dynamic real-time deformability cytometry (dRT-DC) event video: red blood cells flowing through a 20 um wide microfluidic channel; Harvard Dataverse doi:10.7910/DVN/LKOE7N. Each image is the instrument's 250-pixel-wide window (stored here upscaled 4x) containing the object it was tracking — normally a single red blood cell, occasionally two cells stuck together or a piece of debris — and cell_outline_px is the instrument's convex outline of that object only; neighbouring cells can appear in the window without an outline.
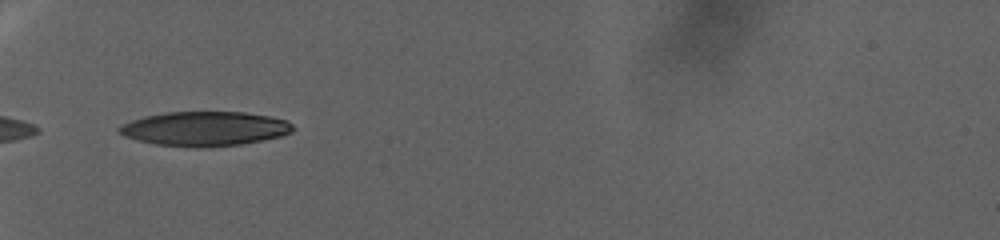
{"species": "human", "species_latin": "Homo sapiens", "temperature_condition": "warm", "stored_images_in_passage": 58, "camera_frame_rate_fps": 3000, "um_per_image_px": 0.085, "donor": {"sex": "female"}, "frame": {"image": 1, "passage_image": 1, "time_ms": 0.0, "image_size_px": [1000, 240], "cell_outline_px": [[296, 128], [292, 132], [280, 136], [264, 140], [240, 144], [208, 148], [196, 148], [156, 144], [124, 136], [116, 132], [116, 128], [120, 124], [144, 116], [168, 112], [244, 112], [268, 116], [288, 120]], "centroid_in_image_um": [17.4, 10.94], "position_along_channel_um": 67.6, "area_um2": 35.14}}
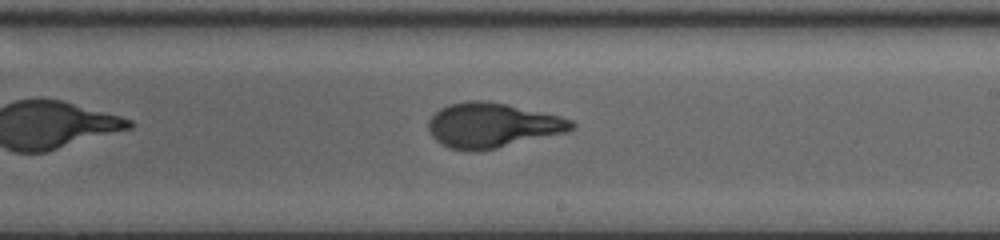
{"frame": {"image": 2, "passage_image": 26, "time_ms": 8.333, "image_size_px": [1000, 240], "cell_outline_px": [[576, 124], [568, 132], [496, 148], [476, 152], [468, 152], [448, 148], [440, 144], [432, 136], [428, 128], [428, 120], [440, 108], [448, 104], [468, 100], [480, 100], [508, 104], [560, 116], [572, 120]], "centroid_in_image_um": [41.82, 10.66], "position_along_channel_um": 247.2, "area_um2": 37.57}}
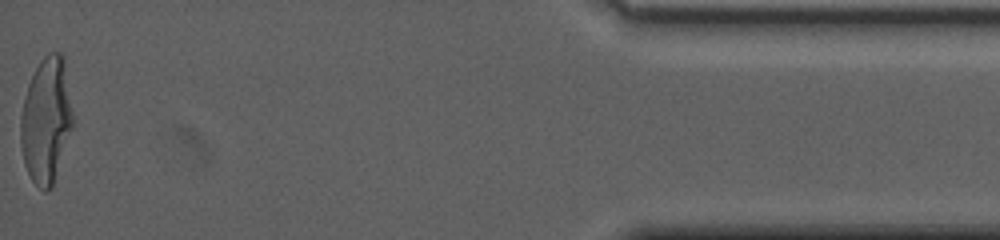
{"frame": {"image": 3, "passage_image": 58, "time_ms": 19.0, "image_size_px": [1000, 240], "cell_outline_px": [[76, 120], [52, 188], [44, 192], [32, 180], [24, 164], [20, 144], [20, 116], [28, 84], [40, 60], [48, 52], [60, 52], [64, 56]], "centroid_in_image_um": [3.97, 10.21], "position_along_channel_um": 431.2, "area_um2": 39.25}, "authors_computed_cell_mechanics": {"area_um2": 36.992, "velocity_mm_per_s": 2.3271, "shape_relaxation_time_tau1_ms": 9.8153, "shape_relaxation_time_tau2_ms": null, "deformation_change_tau1": 0.2857, "deformation_change_tau2": null}}